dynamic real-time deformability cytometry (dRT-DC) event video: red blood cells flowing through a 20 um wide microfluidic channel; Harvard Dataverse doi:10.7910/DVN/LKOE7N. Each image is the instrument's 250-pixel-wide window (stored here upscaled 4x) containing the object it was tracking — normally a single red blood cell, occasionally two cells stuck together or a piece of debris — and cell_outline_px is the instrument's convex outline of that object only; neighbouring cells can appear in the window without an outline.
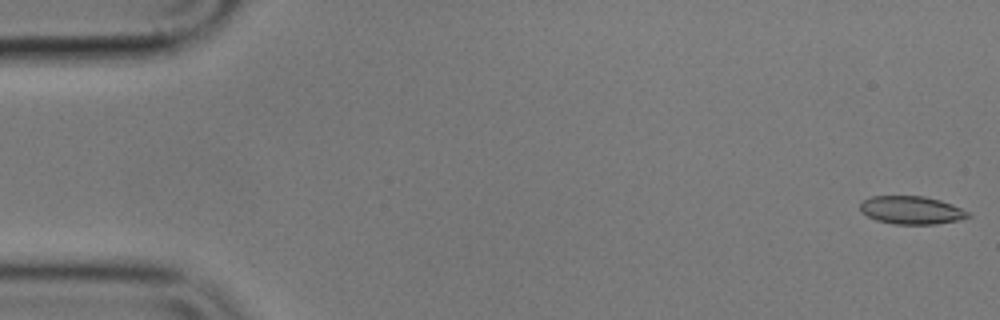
{"species": "common noctule bat (a hibernating species)", "species_latin": "Nyctalus noctula", "temperature_condition": "cold", "stored_images_in_passage": 55, "camera_frame_rate_fps": 3000, "um_per_image_px": 0.085, "animal": {"sex": "male", "body_mass_g": 17.9}, "frame": {"image": 1, "passage_image": 1, "time_ms": 0.0, "image_size_px": [1000, 320], "cell_outline_px": [[972, 216], [956, 220], [936, 224], [892, 224], [876, 220], [860, 212], [860, 204], [864, 200], [872, 196], [924, 196], [940, 200], [952, 204], [968, 212]], "centroid_in_image_um": [77.45, 17.86], "position_along_channel_um": 7.6, "area_um2": 17.57}}
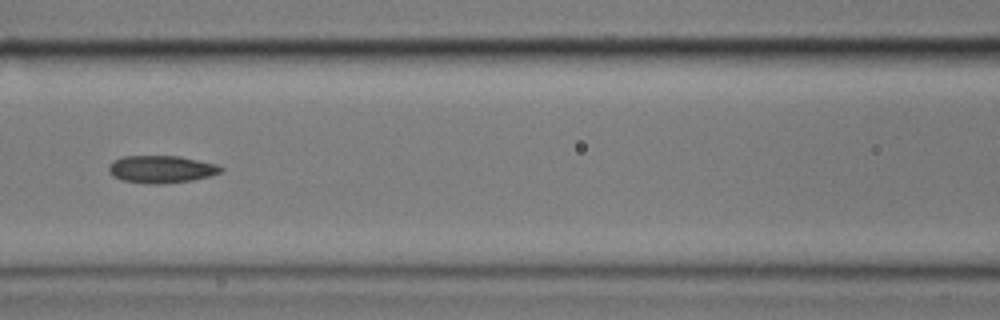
{"frame": {"image": 2, "passage_image": 24, "time_ms": 7.667, "image_size_px": [1000, 320], "cell_outline_px": [[224, 172], [212, 176], [192, 180], [164, 184], [152, 184], [120, 180], [112, 176], [108, 172], [108, 164], [112, 160], [120, 156], [180, 156], [216, 164], [224, 168]], "centroid_in_image_um": [13.69, 14.38], "position_along_channel_um": 152.9, "area_um2": 18.32}}
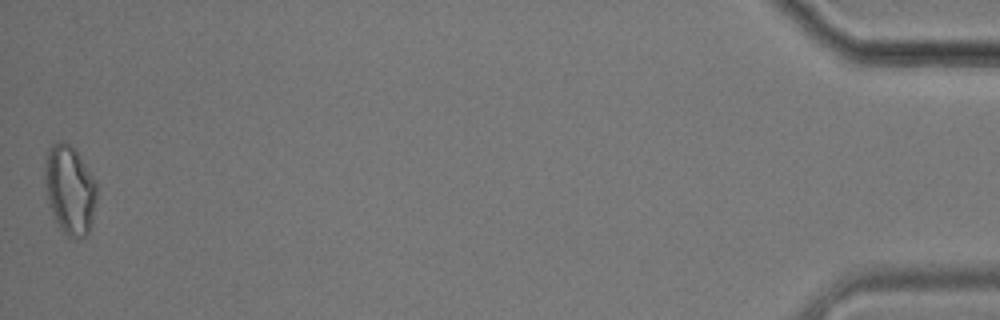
{"frame": {"image": 3, "passage_image": 55, "time_ms": 18.0, "image_size_px": [1000, 320], "cell_outline_px": [[96, 200], [92, 224], [88, 232], [84, 236], [76, 240], [68, 236], [60, 228], [48, 204], [44, 180], [44, 168], [48, 152], [52, 144], [56, 140], [64, 140], [76, 152], [92, 176], [96, 184]], "centroid_in_image_um": [5.92, 16.15], "position_along_channel_um": 429.3, "area_um2": 26.76}, "authors_computed_cell_mechanics": {"area_um2": 18.1492, "velocity_mm_per_s": 3.5875, "shape_relaxation_time_tau1_ms": 8.0825, "shape_relaxation_time_tau2_ms": 3.1179, "deformation_change_tau1": 0.1849, "deformation_change_tau2": 0.1025}}